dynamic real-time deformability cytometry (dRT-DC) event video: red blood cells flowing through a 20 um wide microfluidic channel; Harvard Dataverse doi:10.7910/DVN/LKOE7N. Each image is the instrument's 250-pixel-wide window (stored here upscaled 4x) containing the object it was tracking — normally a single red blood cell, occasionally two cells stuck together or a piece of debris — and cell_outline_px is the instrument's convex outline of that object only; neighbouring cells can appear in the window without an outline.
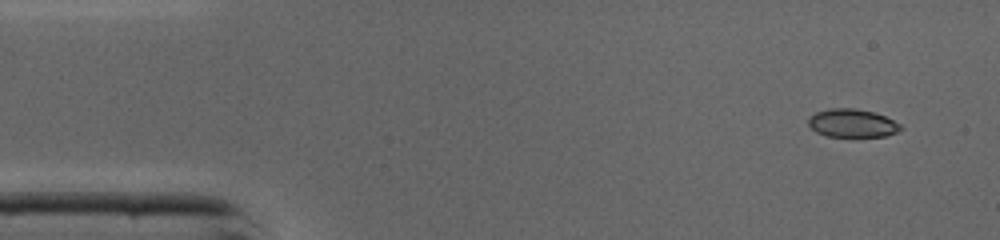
{"species": "common noctule bat (a hibernating species)", "species_latin": "Nyctalus noctula", "temperature_condition": "cold", "stored_images_in_passage": 6, "camera_frame_rate_fps": 3000, "um_per_image_px": 0.085, "animal": {"sex": "male", "body_mass_g": 19.0, "forearm_length_mm": 50.8}, "frame": {"image": 1, "passage_image": 1, "time_ms": 0.0, "image_size_px": [1000, 240], "cell_outline_px": [[904, 128], [896, 132], [884, 136], [828, 136], [816, 132], [808, 124], [808, 116], [816, 112], [828, 108], [856, 108], [872, 112], [884, 116], [900, 124]], "centroid_in_image_um": [72.41, 10.46], "position_along_channel_um": 12.6, "area_um2": 15.09}}